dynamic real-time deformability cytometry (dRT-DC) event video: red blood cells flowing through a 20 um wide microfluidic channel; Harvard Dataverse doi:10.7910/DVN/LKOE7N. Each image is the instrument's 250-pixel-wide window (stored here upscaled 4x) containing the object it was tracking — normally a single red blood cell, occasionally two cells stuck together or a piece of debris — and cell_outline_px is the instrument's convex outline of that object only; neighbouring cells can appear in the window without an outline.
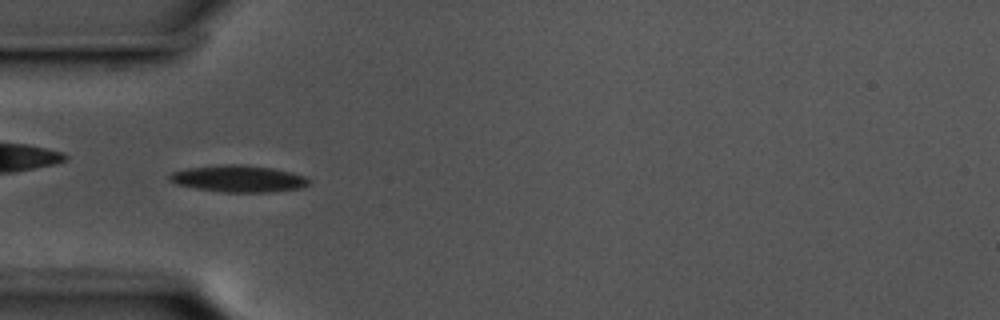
{"species": "common noctule bat (a hibernating species)", "species_latin": "Nyctalus noctula", "temperature_condition": "cold", "stored_images_in_passage": 55, "camera_frame_rate_fps": 3000, "um_per_image_px": 0.085, "animal": {"sex": "male", "body_mass_g": 17.5, "forearm_length_mm": 52.3}, "frame": {"image": 1, "passage_image": 16, "time_ms": 5.0, "image_size_px": [1000, 320], "cell_outline_px": [[312, 180], [308, 184], [300, 188], [268, 192], [224, 192], [196, 188], [176, 184], [168, 180], [168, 176], [172, 172], [188, 168], [228, 164], [244, 164], [272, 168], [292, 172], [304, 176]], "centroid_in_image_um": [20.28, 15.18], "position_along_channel_um": 64.7, "area_um2": 21.68}, "authors_computed_cell_mechanics": {"area_um2": 19.0162, "velocity_mm_per_s": 3.5812, "shape_relaxation_time_tau1_ms": null, "shape_relaxation_time_tau2_ms": 5.9207, "deformation_change_tau1": null, "deformation_change_tau2": 0.1319}}